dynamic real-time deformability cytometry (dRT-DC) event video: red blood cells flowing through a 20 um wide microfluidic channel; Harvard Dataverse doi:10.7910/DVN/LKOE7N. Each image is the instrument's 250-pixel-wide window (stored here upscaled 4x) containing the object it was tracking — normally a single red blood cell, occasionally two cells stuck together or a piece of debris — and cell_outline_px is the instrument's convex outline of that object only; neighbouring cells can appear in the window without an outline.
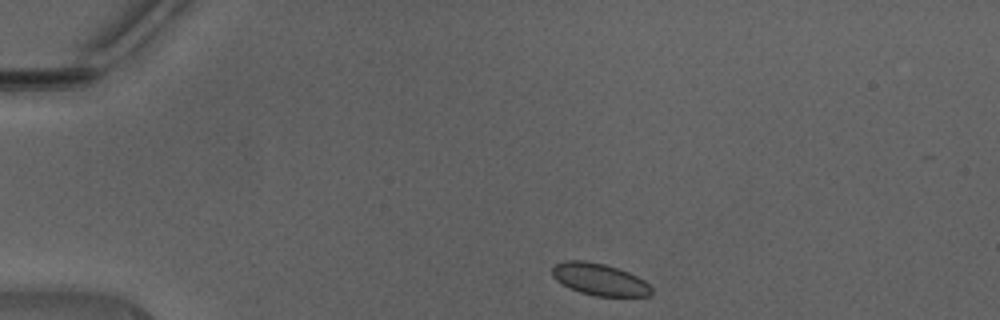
{"species": "Egyptian fruit bat (a non-hibernating species)", "species_latin": "Rousettus aegyptiacus", "temperature_condition": "warm", "stored_images_in_passage": 38, "camera_frame_rate_fps": 3000, "um_per_image_px": 0.085, "animal": {"sex": "male"}, "frame": {"image": 1, "passage_image": 1, "time_ms": 0.0, "image_size_px": [1000, 320], "cell_outline_px": [[652, 292], [648, 296], [596, 296], [580, 292], [556, 280], [552, 276], [552, 268], [556, 264], [568, 260], [584, 260], [604, 264], [628, 272], [644, 280], [652, 288]], "centroid_in_image_um": [50.96, 23.74], "position_along_channel_um": 34.0, "area_um2": 18.21}}
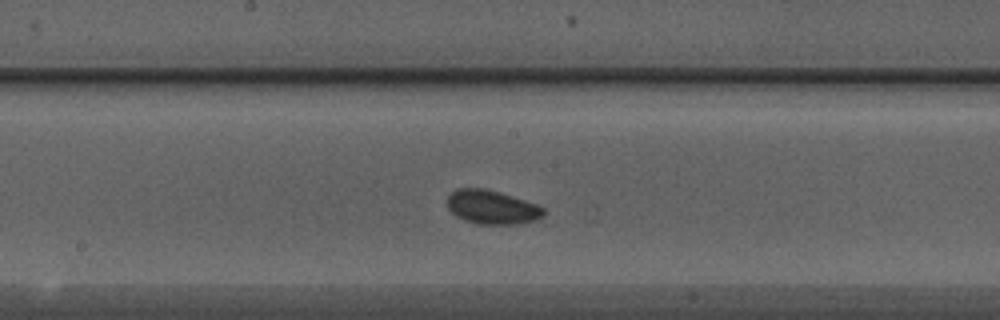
{"frame": {"image": 2, "passage_image": 17, "time_ms": 5.333, "image_size_px": [1000, 320], "cell_outline_px": [[544, 216], [532, 220], [516, 224], [476, 224], [464, 220], [456, 216], [448, 208], [448, 196], [456, 188], [484, 188], [500, 192], [536, 204], [544, 208]], "centroid_in_image_um": [41.79, 17.61], "position_along_channel_um": 206.4, "area_um2": 18.9}}
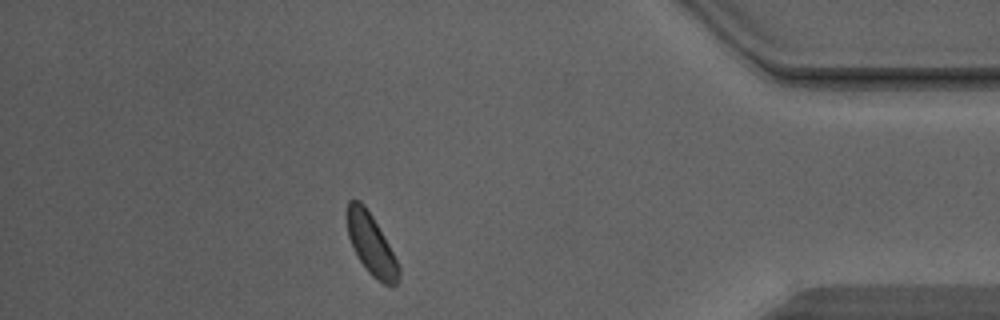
{"frame": {"image": 3, "passage_image": 33, "time_ms": 10.667, "image_size_px": [1000, 320], "cell_outline_px": [[400, 280], [396, 284], [384, 284], [376, 280], [368, 272], [356, 256], [348, 236], [348, 200], [360, 200], [364, 204], [372, 216], [388, 244], [400, 268]], "centroid_in_image_um": [31.55, 20.81], "position_along_channel_um": 403.6, "area_um2": 18.03}}